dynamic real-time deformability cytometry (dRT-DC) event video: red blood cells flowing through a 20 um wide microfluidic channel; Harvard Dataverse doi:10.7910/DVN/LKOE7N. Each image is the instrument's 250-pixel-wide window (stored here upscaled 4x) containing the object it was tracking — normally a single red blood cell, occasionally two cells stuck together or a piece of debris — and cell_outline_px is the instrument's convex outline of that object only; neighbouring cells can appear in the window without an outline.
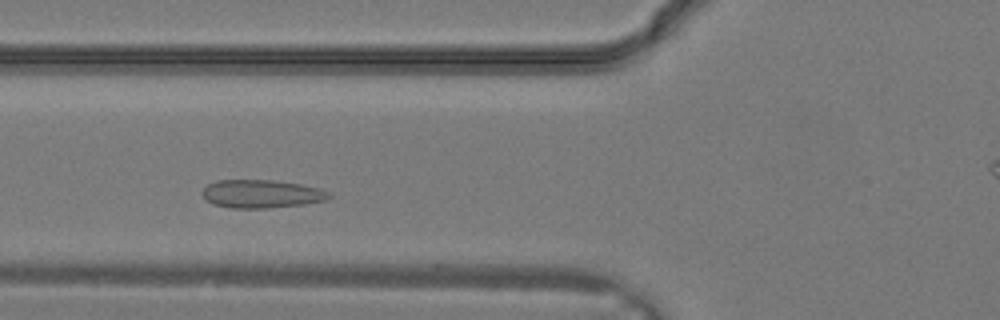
{"species": "common noctule bat (a hibernating species)", "species_latin": "Nyctalus noctula", "temperature_condition": "warm", "stored_images_in_passage": 26, "camera_frame_rate_fps": 3000, "um_per_image_px": 0.085, "animal": {"sex": "male", "body_mass_g": 19.2, "forearm_length_mm": 51.8}, "frame": {"image": 1, "passage_image": 6, "time_ms": 1.667, "image_size_px": [1000, 320], "cell_outline_px": [[332, 196], [324, 200], [304, 204], [264, 208], [232, 208], [212, 204], [204, 200], [200, 192], [208, 184], [216, 180], [272, 180], [300, 184], [320, 188], [328, 192]], "centroid_in_image_um": [22.16, 16.48], "position_along_channel_um": 103.6, "area_um2": 20.87}}
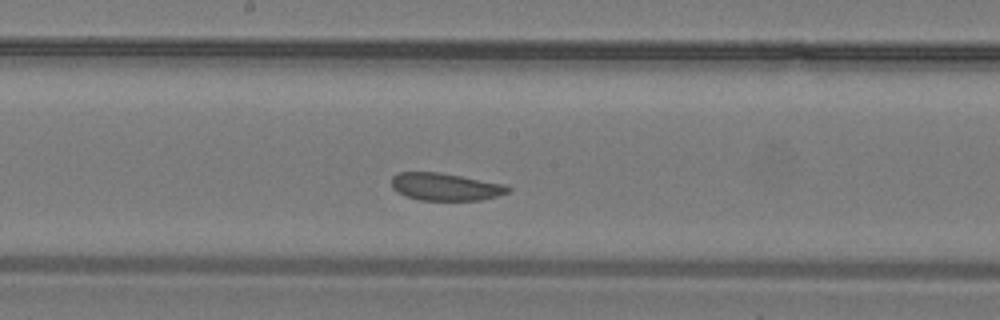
{"frame": {"image": 2, "passage_image": 11, "time_ms": 3.333, "image_size_px": [1000, 320], "cell_outline_px": [[512, 188], [508, 192], [496, 196], [480, 200], [420, 200], [396, 192], [392, 188], [392, 176], [400, 172], [440, 172], [504, 184]], "centroid_in_image_um": [37.84, 15.87], "position_along_channel_um": 210.4, "area_um2": 18.55}}
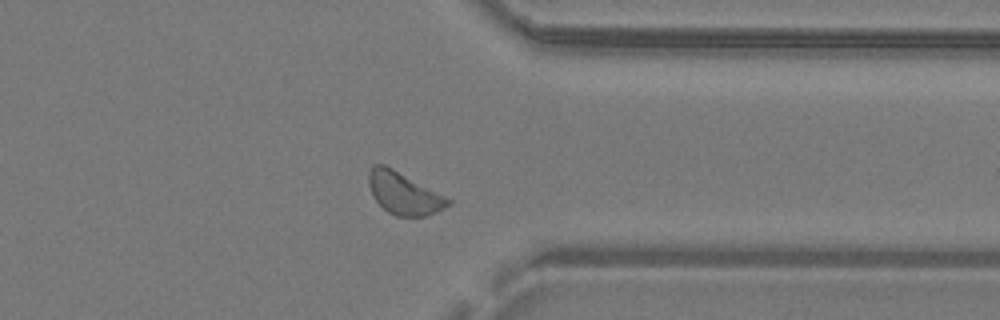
{"frame": {"image": 3, "passage_image": 19, "time_ms": 6.0, "image_size_px": [1000, 320], "cell_outline_px": [[452, 204], [436, 212], [424, 216], [396, 216], [388, 212], [372, 196], [368, 184], [368, 172], [372, 164], [384, 164], [392, 168], [452, 200]], "centroid_in_image_um": [34.29, 16.43], "position_along_channel_um": 377.1, "area_um2": 19.31}}